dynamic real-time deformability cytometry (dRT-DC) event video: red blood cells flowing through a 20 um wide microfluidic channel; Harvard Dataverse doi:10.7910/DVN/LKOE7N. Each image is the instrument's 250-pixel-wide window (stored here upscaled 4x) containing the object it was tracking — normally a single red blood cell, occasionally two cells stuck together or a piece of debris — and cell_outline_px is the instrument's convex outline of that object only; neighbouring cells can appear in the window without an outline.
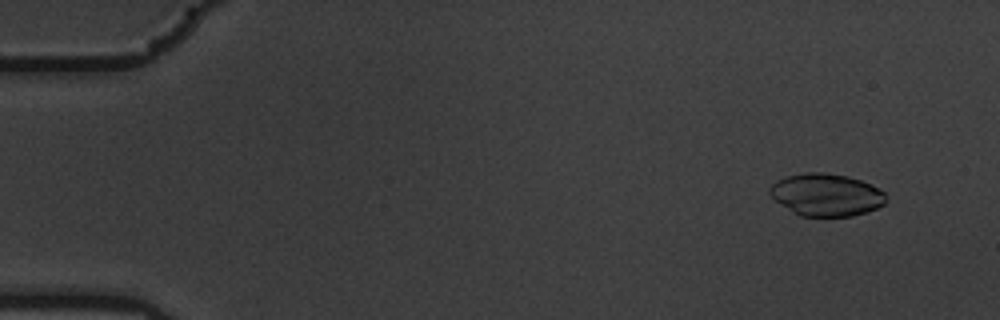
{"species": "common noctule bat (a hibernating species)", "species_latin": "Nyctalus noctula", "temperature_condition": "warm", "stored_images_in_passage": 58, "camera_frame_rate_fps": 3000, "um_per_image_px": 0.085, "animal": {"sex": "male", "body_mass_g": 19.5, "forearm_length_mm": 54.6}, "frame": {"image": 1, "passage_image": 5, "time_ms": 1.333, "image_size_px": [1000, 320], "cell_outline_px": [[884, 204], [876, 208], [852, 216], [800, 216], [792, 212], [780, 204], [768, 192], [768, 188], [776, 180], [788, 176], [804, 172], [824, 172], [848, 176], [872, 184], [884, 192]], "centroid_in_image_um": [70.19, 16.55], "position_along_channel_um": 14.8, "area_um2": 28.67}}